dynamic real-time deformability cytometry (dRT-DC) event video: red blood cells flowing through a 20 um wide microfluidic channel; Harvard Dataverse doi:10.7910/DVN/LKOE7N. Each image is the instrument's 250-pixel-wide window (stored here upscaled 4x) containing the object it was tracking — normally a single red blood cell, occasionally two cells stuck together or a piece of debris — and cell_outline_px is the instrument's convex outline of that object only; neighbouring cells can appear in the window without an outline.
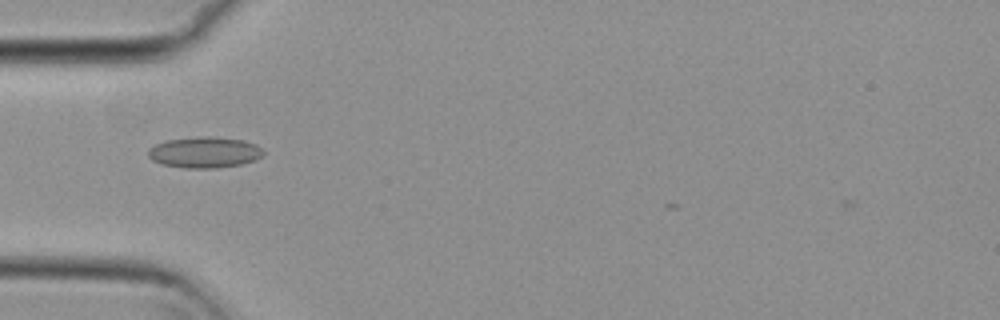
{"species": "common noctule bat (a hibernating species)", "species_latin": "Nyctalus noctula", "temperature_condition": "cold", "stored_images_in_passage": 34, "camera_frame_rate_fps": 3000, "um_per_image_px": 0.085, "animal": {"sex": "female", "body_mass_g": 29.2, "forearm_length_mm": 56.3}, "frame": {"image": 1, "passage_image": 1, "time_ms": 0.0, "image_size_px": [1000, 320], "cell_outline_px": [[264, 156], [256, 160], [240, 164], [216, 168], [184, 168], [164, 164], [152, 160], [148, 156], [148, 148], [156, 144], [168, 140], [200, 136], [208, 136], [244, 140], [256, 144], [264, 152]], "centroid_in_image_um": [17.41, 12.95], "position_along_channel_um": 67.6, "area_um2": 20.81}}
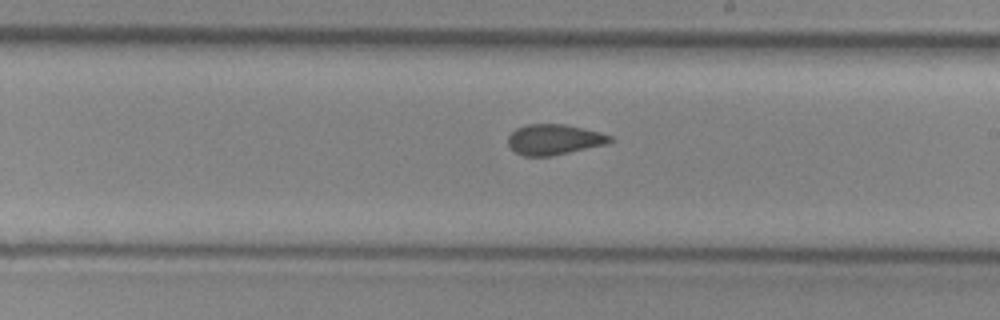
{"frame": {"image": 2, "passage_image": 15, "time_ms": 4.667, "image_size_px": [1000, 320], "cell_outline_px": [[612, 140], [608, 144], [552, 156], [524, 156], [516, 152], [508, 144], [508, 136], [516, 128], [528, 124], [564, 124], [584, 128], [600, 132], [612, 136]], "centroid_in_image_um": [47.12, 11.86], "position_along_channel_um": 241.9, "area_um2": 18.15}}
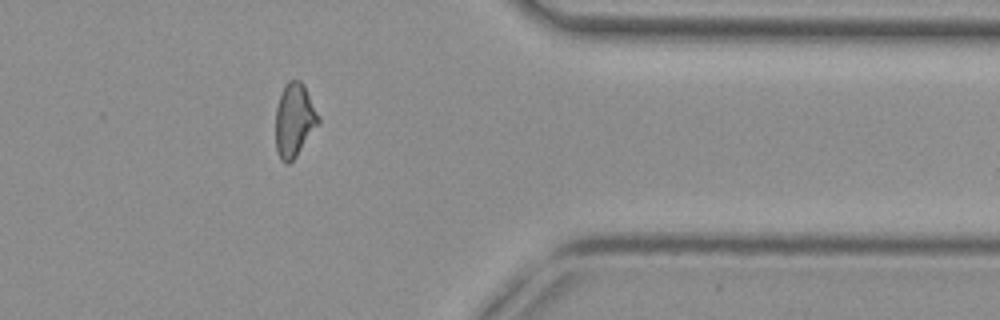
{"frame": {"image": 3, "passage_image": 28, "time_ms": 9.0, "image_size_px": [1000, 320], "cell_outline_px": [[320, 124], [296, 156], [288, 164], [284, 164], [280, 160], [276, 152], [276, 108], [280, 96], [288, 80], [300, 80], [304, 84], [320, 116]], "centroid_in_image_um": [25.04, 10.23], "position_along_channel_um": 386.4, "area_um2": 18.55}, "authors_computed_cell_mechanics": {"area_um2": 18.5249, "velocity_mm_per_s": 3.7316, "shape_relaxation_time_tau1_ms": null, "shape_relaxation_time_tau2_ms": 1.9725, "deformation_change_tau1": null, "deformation_change_tau2": 0.0794}}